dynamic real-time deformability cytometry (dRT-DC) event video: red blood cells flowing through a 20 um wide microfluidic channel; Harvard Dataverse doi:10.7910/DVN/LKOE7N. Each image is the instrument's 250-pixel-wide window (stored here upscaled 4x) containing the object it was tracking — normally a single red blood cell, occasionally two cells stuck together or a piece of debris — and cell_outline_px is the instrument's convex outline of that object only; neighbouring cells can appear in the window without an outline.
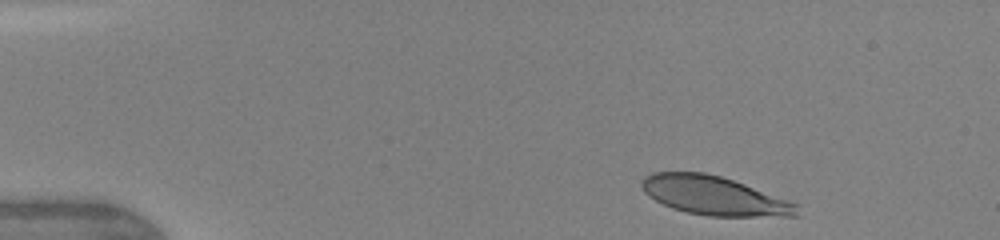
{"species": "human", "species_latin": "Homo sapiens", "temperature_condition": "warm", "stored_images_in_passage": 7, "camera_frame_rate_fps": 3000, "um_per_image_px": 0.085, "donor": {"sex": "female"}, "frame": {"image": 1, "passage_image": 1, "time_ms": 0.0, "image_size_px": [1000, 240], "cell_outline_px": [[800, 216], [708, 216], [688, 212], [672, 208], [648, 196], [644, 192], [640, 184], [640, 180], [644, 176], [652, 172], [704, 172], [720, 176], [744, 184], [800, 204]], "centroid_in_image_um": [60.71, 16.63], "position_along_channel_um": 24.3, "area_um2": 35.2}}
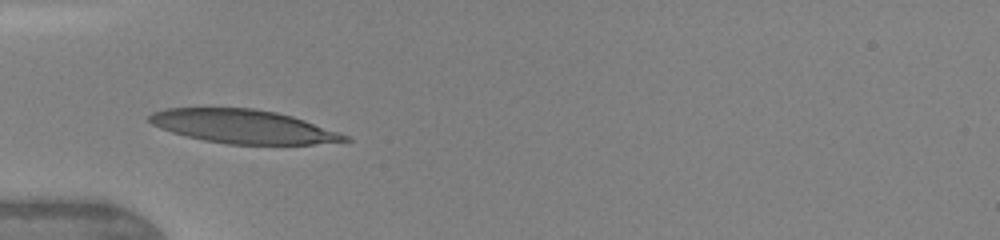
{"frame": {"image": 2, "passage_image": 5, "time_ms": 3.0, "image_size_px": [1000, 240], "cell_outline_px": [[352, 140], [312, 144], [228, 144], [204, 140], [172, 132], [160, 128], [152, 124], [148, 120], [148, 116], [152, 112], [164, 108], [252, 108], [276, 112], [292, 116], [340, 132], [348, 136]], "centroid_in_image_um": [20.65, 10.74], "position_along_channel_um": 64.3, "area_um2": 38.09}}